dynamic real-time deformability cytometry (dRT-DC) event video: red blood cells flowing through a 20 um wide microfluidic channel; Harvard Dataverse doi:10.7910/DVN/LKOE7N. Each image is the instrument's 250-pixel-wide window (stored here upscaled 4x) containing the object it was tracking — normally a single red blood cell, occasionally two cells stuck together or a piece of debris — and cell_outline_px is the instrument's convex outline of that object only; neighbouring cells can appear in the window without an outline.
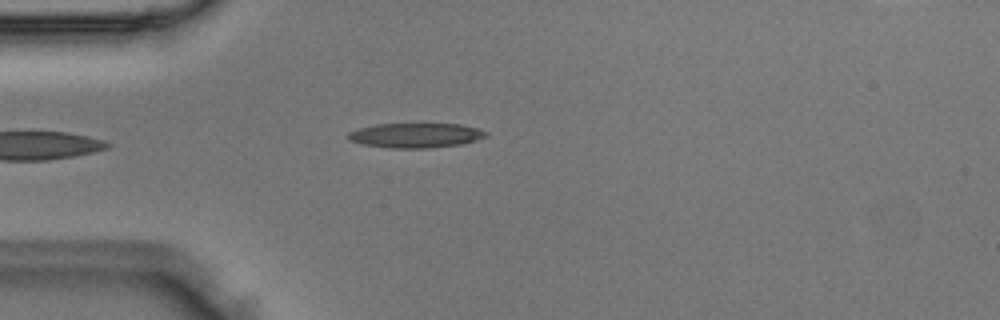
{"species": "Egyptian fruit bat (a non-hibernating species)", "species_latin": "Rousettus aegyptiacus", "temperature_condition": "room temperature", "stored_images_in_passage": 4, "camera_frame_rate_fps": 3000, "um_per_image_px": 0.085, "animal": {"sex": "male"}, "frame": {"image": 1, "passage_image": 4, "time_ms": 1.0, "image_size_px": [1000, 320], "cell_outline_px": [[488, 136], [460, 144], [428, 148], [392, 148], [364, 144], [348, 140], [348, 132], [356, 128], [376, 124], [460, 124], [476, 128], [488, 132]], "centroid_in_image_um": [35.3, 11.5], "position_along_channel_um": 49.7, "area_um2": 19.71}}